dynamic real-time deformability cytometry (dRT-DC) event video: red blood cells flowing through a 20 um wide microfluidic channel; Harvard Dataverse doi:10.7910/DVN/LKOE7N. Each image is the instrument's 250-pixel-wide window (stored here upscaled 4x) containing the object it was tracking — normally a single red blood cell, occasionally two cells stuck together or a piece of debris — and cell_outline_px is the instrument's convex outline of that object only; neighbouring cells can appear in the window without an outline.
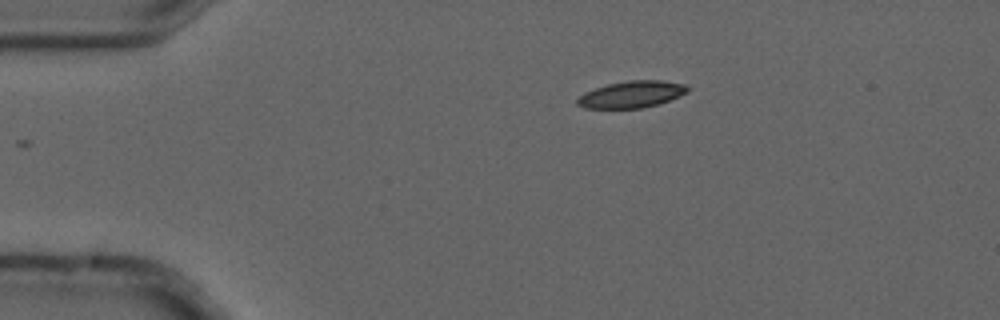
{"species": "common noctule bat (a hibernating species)", "species_latin": "Nyctalus noctula", "temperature_condition": "cold", "stored_images_in_passage": 3, "camera_frame_rate_fps": 3000, "um_per_image_px": 0.085, "animal": {"sex": "male", "forearm_length_mm": 52.5}, "frame": {"image": 1, "passage_image": 1, "time_ms": 0.0, "image_size_px": [1000, 320], "cell_outline_px": [[688, 92], [680, 96], [644, 108], [584, 108], [576, 104], [576, 100], [584, 92], [608, 84], [628, 80], [660, 80], [684, 84], [688, 88]], "centroid_in_image_um": [53.67, 8.02], "position_along_channel_um": 31.3, "area_um2": 17.05}}
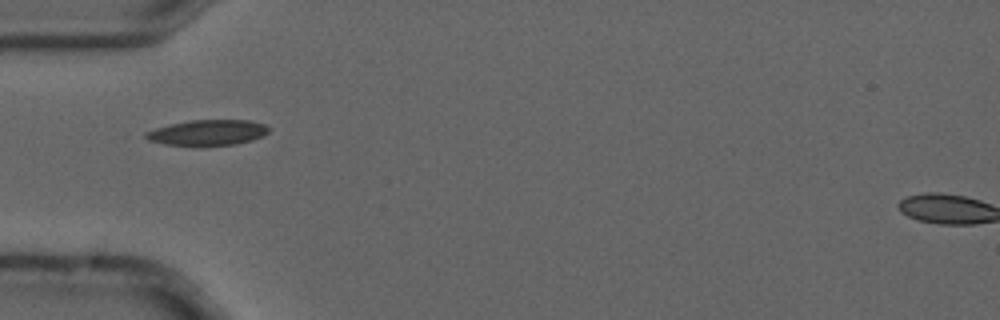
{"frame": {"image": 2, "passage_image": 3, "time_ms": 0.667, "image_size_px": [1000, 320], "cell_outline_px": [[272, 128], [264, 136], [252, 140], [236, 144], [200, 148], [196, 148], [164, 144], [148, 140], [140, 136], [144, 132], [156, 128], [172, 124], [192, 120], [248, 120], [264, 124]], "centroid_in_image_um": [17.62, 11.31], "position_along_channel_um": 67.4, "area_um2": 19.13}}